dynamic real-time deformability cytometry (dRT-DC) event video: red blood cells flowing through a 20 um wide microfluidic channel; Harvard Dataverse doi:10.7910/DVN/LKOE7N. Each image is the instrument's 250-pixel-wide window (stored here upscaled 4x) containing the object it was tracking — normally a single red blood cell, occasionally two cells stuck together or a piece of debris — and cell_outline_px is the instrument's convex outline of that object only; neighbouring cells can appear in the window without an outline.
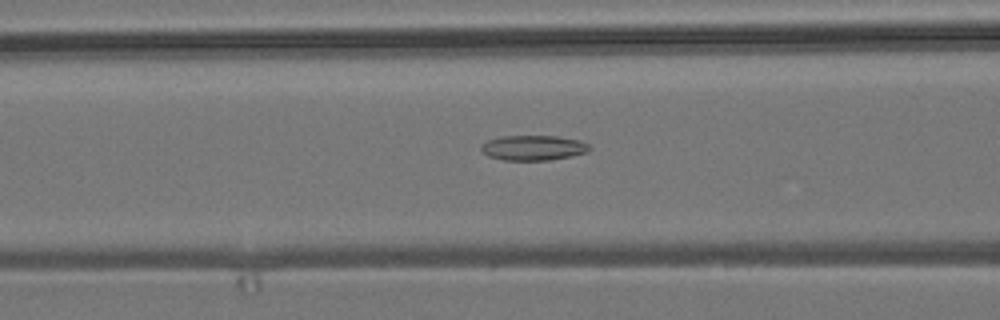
{"species": "common noctule bat (a hibernating species)", "species_latin": "Nyctalus noctula", "temperature_condition": "room temperature", "stored_images_in_passage": 35, "camera_frame_rate_fps": 3000, "um_per_image_px": 0.085, "animal": {"sex": "male", "body_mass_g": 19.2, "forearm_length_mm": 51.8}, "frame": {"image": 1, "passage_image": 14, "time_ms": 4.333, "image_size_px": [1000, 320], "cell_outline_px": [[592, 148], [588, 152], [572, 156], [548, 160], [504, 160], [488, 156], [480, 148], [480, 144], [488, 140], [500, 136], [556, 136], [580, 140], [588, 144]], "centroid_in_image_um": [45.34, 12.56], "position_along_channel_um": 121.3, "area_um2": 15.9}}
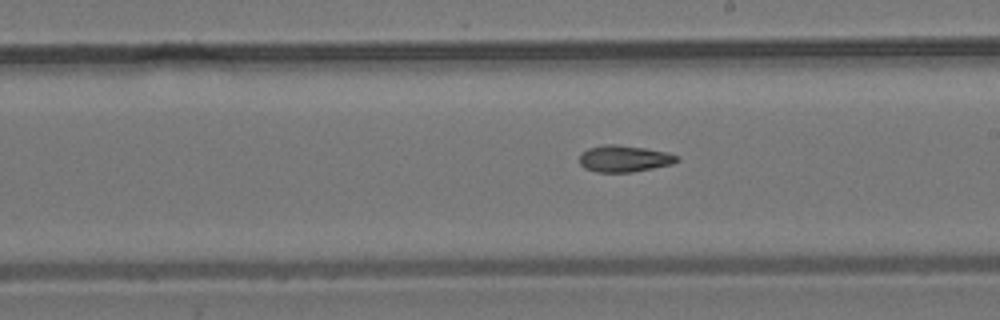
{"frame": {"image": 2, "passage_image": 23, "time_ms": 7.333, "image_size_px": [1000, 320], "cell_outline_px": [[680, 160], [672, 164], [632, 172], [596, 172], [584, 168], [580, 164], [580, 152], [588, 148], [604, 144], [616, 144], [644, 148], [668, 152], [680, 156]], "centroid_in_image_um": [53.06, 13.48], "position_along_channel_um": 235.9, "area_um2": 15.26}}
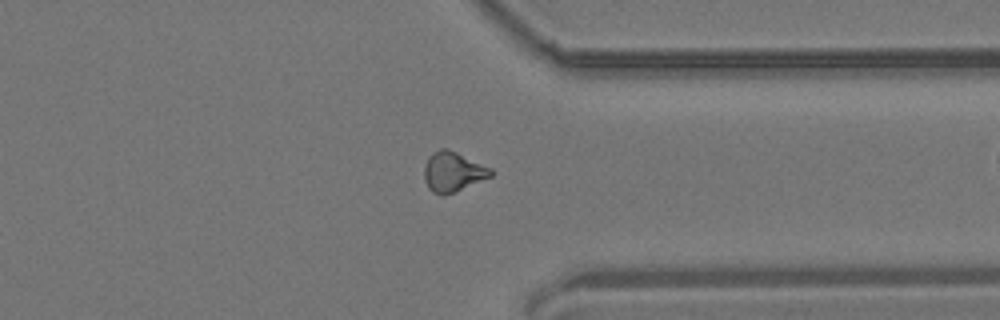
{"frame": {"image": 3, "passage_image": 34, "time_ms": 11.0, "image_size_px": [1000, 320], "cell_outline_px": [[492, 176], [444, 196], [440, 196], [432, 192], [428, 188], [424, 180], [424, 164], [428, 156], [432, 152], [440, 148], [448, 148], [492, 168]], "centroid_in_image_um": [38.46, 14.59], "position_along_channel_um": 372.9, "area_um2": 15.66}}